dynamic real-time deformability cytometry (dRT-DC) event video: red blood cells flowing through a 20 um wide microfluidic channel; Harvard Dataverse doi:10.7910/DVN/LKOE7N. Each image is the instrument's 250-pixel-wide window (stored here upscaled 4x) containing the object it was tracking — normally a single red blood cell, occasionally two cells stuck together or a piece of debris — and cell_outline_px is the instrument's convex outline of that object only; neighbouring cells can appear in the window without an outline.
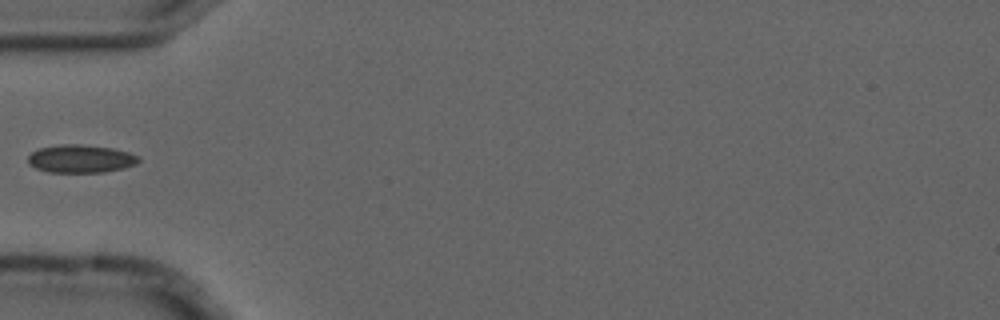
{"species": "common noctule bat (a hibernating species)", "species_latin": "Nyctalus noctula", "temperature_condition": "cold", "stored_images_in_passage": 5, "camera_frame_rate_fps": 3000, "um_per_image_px": 0.085, "animal": {"sex": "male", "forearm_length_mm": 52.5}, "frame": {"image": 1, "passage_image": 4, "time_ms": 1.0, "image_size_px": [1000, 320], "cell_outline_px": [[140, 160], [136, 164], [124, 168], [104, 172], [48, 172], [36, 168], [28, 164], [28, 156], [32, 152], [40, 148], [60, 144], [80, 144], [112, 148], [128, 152], [140, 156]], "centroid_in_image_um": [6.87, 13.49], "position_along_channel_um": 78.1, "area_um2": 18.09}}
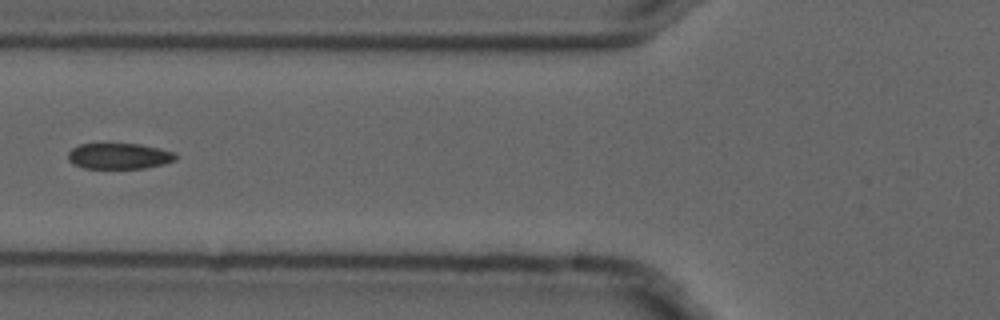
{"frame": {"image": 2, "passage_image": 5, "time_ms": 1.333, "image_size_px": [1000, 320], "cell_outline_px": [[180, 156], [176, 160], [164, 164], [144, 168], [84, 168], [72, 164], [68, 160], [68, 152], [72, 148], [80, 144], [140, 144], [160, 148], [172, 152]], "centroid_in_image_um": [10.14, 13.27], "position_along_channel_um": 115.7, "area_um2": 16.3}}